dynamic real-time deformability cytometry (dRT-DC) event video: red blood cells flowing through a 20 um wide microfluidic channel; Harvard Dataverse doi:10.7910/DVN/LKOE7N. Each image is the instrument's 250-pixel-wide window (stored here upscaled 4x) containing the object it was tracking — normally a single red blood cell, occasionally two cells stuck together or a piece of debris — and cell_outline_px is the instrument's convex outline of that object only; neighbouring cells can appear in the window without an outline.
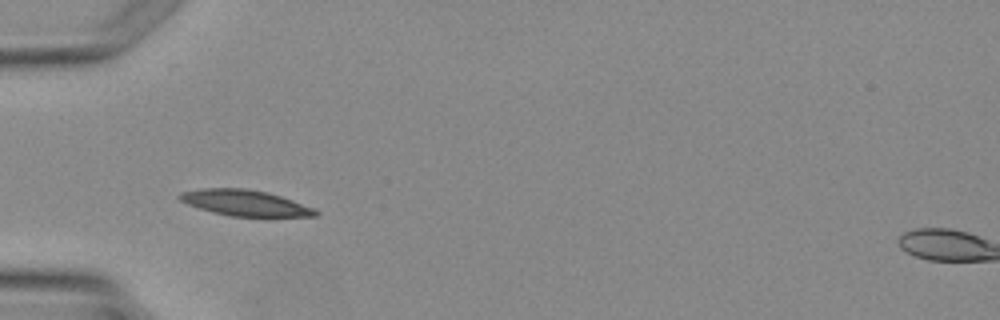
{"species": "Egyptian fruit bat (a non-hibernating species)", "species_latin": "Rousettus aegyptiacus", "temperature_condition": "warm", "stored_images_in_passage": 2, "camera_frame_rate_fps": 3000, "um_per_image_px": 0.085, "animal": {"sex": "female"}, "frame": {"image": 1, "passage_image": 2, "time_ms": 1.0, "image_size_px": [1000, 320], "cell_outline_px": [[320, 212], [316, 216], [232, 216], [212, 212], [188, 204], [180, 200], [176, 196], [180, 192], [200, 188], [244, 188], [268, 192], [316, 208]], "centroid_in_image_um": [20.82, 17.23], "position_along_channel_um": 64.2, "area_um2": 20.46}}